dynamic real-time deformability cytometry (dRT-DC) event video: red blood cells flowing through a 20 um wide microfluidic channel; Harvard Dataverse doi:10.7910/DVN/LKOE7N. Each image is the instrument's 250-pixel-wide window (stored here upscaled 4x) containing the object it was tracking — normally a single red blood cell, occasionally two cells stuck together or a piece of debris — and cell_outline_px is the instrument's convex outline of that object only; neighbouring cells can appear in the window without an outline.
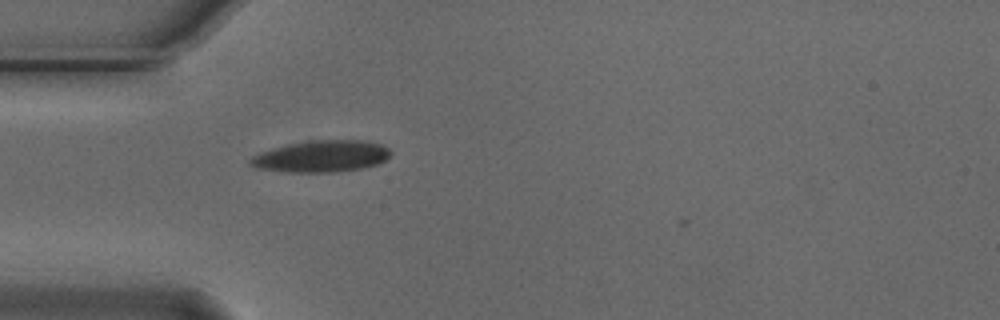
{"species": "Egyptian fruit bat (a non-hibernating species)", "species_latin": "Rousettus aegyptiacus", "temperature_condition": "cold", "stored_images_in_passage": 21, "camera_frame_rate_fps": 3000, "um_per_image_px": 0.085, "animal": {"sex": "male"}, "frame": {"image": 1, "passage_image": 1, "time_ms": 0.0, "image_size_px": [1000, 320], "cell_outline_px": [[392, 152], [384, 160], [376, 164], [364, 168], [336, 172], [288, 172], [256, 168], [248, 164], [248, 160], [252, 156], [260, 152], [272, 148], [288, 144], [308, 140], [364, 140], [380, 144], [388, 148]], "centroid_in_image_um": [27.28, 13.28], "position_along_channel_um": 57.7, "area_um2": 26.01}}
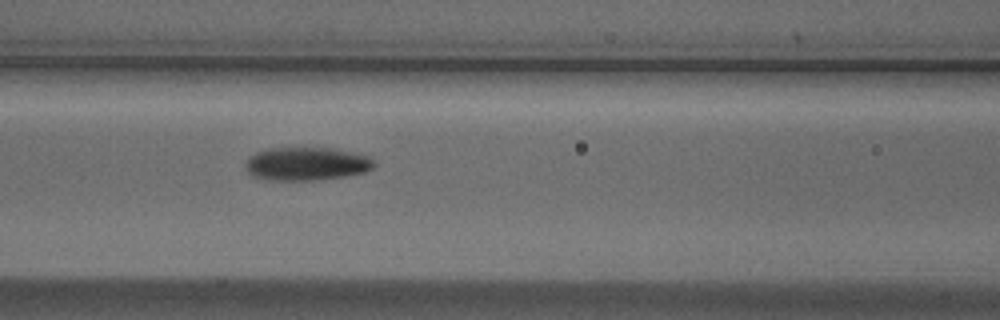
{"frame": {"image": 2, "passage_image": 8, "time_ms": 2.333, "image_size_px": [1000, 320], "cell_outline_px": [[376, 164], [372, 168], [364, 172], [344, 176], [316, 180], [272, 180], [252, 176], [248, 172], [244, 164], [256, 152], [272, 148], [332, 148], [352, 152], [368, 156]], "centroid_in_image_um": [26.05, 13.92], "position_along_channel_um": 140.5, "area_um2": 24.68}}
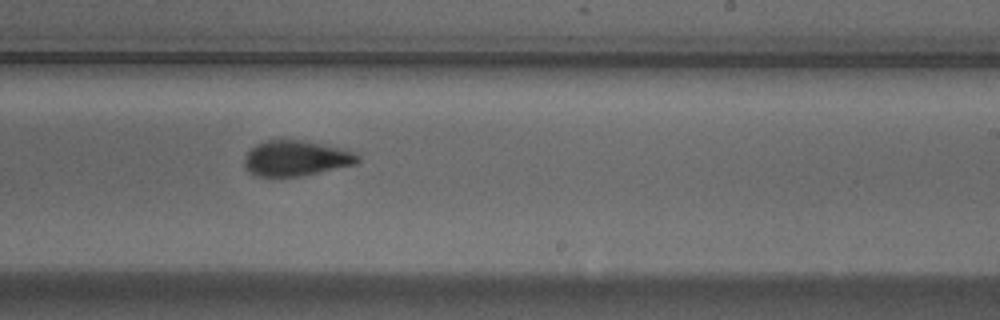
{"frame": {"image": 3, "passage_image": 18, "time_ms": 5.667, "image_size_px": [1000, 320], "cell_outline_px": [[360, 160], [356, 164], [320, 172], [300, 176], [256, 176], [248, 172], [244, 168], [244, 156], [256, 144], [268, 140], [300, 140], [324, 144], [344, 148], [356, 152], [360, 156]], "centroid_in_image_um": [25.18, 13.45], "position_along_channel_um": 263.8, "area_um2": 23.58}}